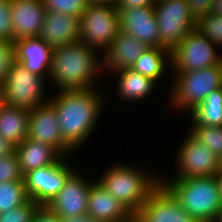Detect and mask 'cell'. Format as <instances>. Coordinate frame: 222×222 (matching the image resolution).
I'll return each instance as SVG.
<instances>
[{
	"label": "cell",
	"mask_w": 222,
	"mask_h": 222,
	"mask_svg": "<svg viewBox=\"0 0 222 222\" xmlns=\"http://www.w3.org/2000/svg\"><path fill=\"white\" fill-rule=\"evenodd\" d=\"M167 63H171L169 50L163 47H150L141 54L131 69L158 82L165 75Z\"/></svg>",
	"instance_id": "cell-24"
},
{
	"label": "cell",
	"mask_w": 222,
	"mask_h": 222,
	"mask_svg": "<svg viewBox=\"0 0 222 222\" xmlns=\"http://www.w3.org/2000/svg\"><path fill=\"white\" fill-rule=\"evenodd\" d=\"M30 110L5 105L0 110V136L13 147L20 145L29 132Z\"/></svg>",
	"instance_id": "cell-22"
},
{
	"label": "cell",
	"mask_w": 222,
	"mask_h": 222,
	"mask_svg": "<svg viewBox=\"0 0 222 222\" xmlns=\"http://www.w3.org/2000/svg\"><path fill=\"white\" fill-rule=\"evenodd\" d=\"M154 8L159 30V47L171 52L196 28L197 20L185 0H158Z\"/></svg>",
	"instance_id": "cell-8"
},
{
	"label": "cell",
	"mask_w": 222,
	"mask_h": 222,
	"mask_svg": "<svg viewBox=\"0 0 222 222\" xmlns=\"http://www.w3.org/2000/svg\"><path fill=\"white\" fill-rule=\"evenodd\" d=\"M137 222H194L174 195L160 183L134 216Z\"/></svg>",
	"instance_id": "cell-14"
},
{
	"label": "cell",
	"mask_w": 222,
	"mask_h": 222,
	"mask_svg": "<svg viewBox=\"0 0 222 222\" xmlns=\"http://www.w3.org/2000/svg\"><path fill=\"white\" fill-rule=\"evenodd\" d=\"M119 0H89V3L92 4H102V5H111L116 7Z\"/></svg>",
	"instance_id": "cell-40"
},
{
	"label": "cell",
	"mask_w": 222,
	"mask_h": 222,
	"mask_svg": "<svg viewBox=\"0 0 222 222\" xmlns=\"http://www.w3.org/2000/svg\"><path fill=\"white\" fill-rule=\"evenodd\" d=\"M192 127V128H190ZM189 133L218 158L222 155V126H191Z\"/></svg>",
	"instance_id": "cell-27"
},
{
	"label": "cell",
	"mask_w": 222,
	"mask_h": 222,
	"mask_svg": "<svg viewBox=\"0 0 222 222\" xmlns=\"http://www.w3.org/2000/svg\"><path fill=\"white\" fill-rule=\"evenodd\" d=\"M169 103L175 110L192 111L213 90L222 88V63L174 74ZM182 109V110H181Z\"/></svg>",
	"instance_id": "cell-5"
},
{
	"label": "cell",
	"mask_w": 222,
	"mask_h": 222,
	"mask_svg": "<svg viewBox=\"0 0 222 222\" xmlns=\"http://www.w3.org/2000/svg\"><path fill=\"white\" fill-rule=\"evenodd\" d=\"M65 158L68 160V157L61 156L54 164L31 170L24 175L30 200L39 206H46L53 200L67 179L77 170Z\"/></svg>",
	"instance_id": "cell-10"
},
{
	"label": "cell",
	"mask_w": 222,
	"mask_h": 222,
	"mask_svg": "<svg viewBox=\"0 0 222 222\" xmlns=\"http://www.w3.org/2000/svg\"><path fill=\"white\" fill-rule=\"evenodd\" d=\"M25 181L0 182V213L7 212L28 202Z\"/></svg>",
	"instance_id": "cell-26"
},
{
	"label": "cell",
	"mask_w": 222,
	"mask_h": 222,
	"mask_svg": "<svg viewBox=\"0 0 222 222\" xmlns=\"http://www.w3.org/2000/svg\"><path fill=\"white\" fill-rule=\"evenodd\" d=\"M161 183L195 220L215 222L222 207V198L215 176L165 179Z\"/></svg>",
	"instance_id": "cell-4"
},
{
	"label": "cell",
	"mask_w": 222,
	"mask_h": 222,
	"mask_svg": "<svg viewBox=\"0 0 222 222\" xmlns=\"http://www.w3.org/2000/svg\"><path fill=\"white\" fill-rule=\"evenodd\" d=\"M215 178L222 198V168H220L218 172L215 174Z\"/></svg>",
	"instance_id": "cell-41"
},
{
	"label": "cell",
	"mask_w": 222,
	"mask_h": 222,
	"mask_svg": "<svg viewBox=\"0 0 222 222\" xmlns=\"http://www.w3.org/2000/svg\"><path fill=\"white\" fill-rule=\"evenodd\" d=\"M38 206L36 202L29 200L23 205L0 213V222H32V215Z\"/></svg>",
	"instance_id": "cell-31"
},
{
	"label": "cell",
	"mask_w": 222,
	"mask_h": 222,
	"mask_svg": "<svg viewBox=\"0 0 222 222\" xmlns=\"http://www.w3.org/2000/svg\"><path fill=\"white\" fill-rule=\"evenodd\" d=\"M14 151L15 147L0 136V158L13 153Z\"/></svg>",
	"instance_id": "cell-37"
},
{
	"label": "cell",
	"mask_w": 222,
	"mask_h": 222,
	"mask_svg": "<svg viewBox=\"0 0 222 222\" xmlns=\"http://www.w3.org/2000/svg\"><path fill=\"white\" fill-rule=\"evenodd\" d=\"M189 5V10L196 20L201 16L212 13V3L214 0H185Z\"/></svg>",
	"instance_id": "cell-34"
},
{
	"label": "cell",
	"mask_w": 222,
	"mask_h": 222,
	"mask_svg": "<svg viewBox=\"0 0 222 222\" xmlns=\"http://www.w3.org/2000/svg\"><path fill=\"white\" fill-rule=\"evenodd\" d=\"M149 48L147 44L119 30L107 50L101 53L100 60H102L104 72L106 69V72L110 73V71L131 68L141 54Z\"/></svg>",
	"instance_id": "cell-16"
},
{
	"label": "cell",
	"mask_w": 222,
	"mask_h": 222,
	"mask_svg": "<svg viewBox=\"0 0 222 222\" xmlns=\"http://www.w3.org/2000/svg\"><path fill=\"white\" fill-rule=\"evenodd\" d=\"M87 215L99 222H133L134 220V215L97 181H94L90 187Z\"/></svg>",
	"instance_id": "cell-19"
},
{
	"label": "cell",
	"mask_w": 222,
	"mask_h": 222,
	"mask_svg": "<svg viewBox=\"0 0 222 222\" xmlns=\"http://www.w3.org/2000/svg\"><path fill=\"white\" fill-rule=\"evenodd\" d=\"M13 42L38 37L47 12L43 0H11Z\"/></svg>",
	"instance_id": "cell-17"
},
{
	"label": "cell",
	"mask_w": 222,
	"mask_h": 222,
	"mask_svg": "<svg viewBox=\"0 0 222 222\" xmlns=\"http://www.w3.org/2000/svg\"><path fill=\"white\" fill-rule=\"evenodd\" d=\"M178 145L177 172L171 179L215 176L220 169L219 158L207 146L202 145L188 131Z\"/></svg>",
	"instance_id": "cell-11"
},
{
	"label": "cell",
	"mask_w": 222,
	"mask_h": 222,
	"mask_svg": "<svg viewBox=\"0 0 222 222\" xmlns=\"http://www.w3.org/2000/svg\"><path fill=\"white\" fill-rule=\"evenodd\" d=\"M217 46L197 28L192 29L170 52V66L175 74L199 70L222 63Z\"/></svg>",
	"instance_id": "cell-9"
},
{
	"label": "cell",
	"mask_w": 222,
	"mask_h": 222,
	"mask_svg": "<svg viewBox=\"0 0 222 222\" xmlns=\"http://www.w3.org/2000/svg\"><path fill=\"white\" fill-rule=\"evenodd\" d=\"M215 222H222V207H221V209H220V211H219L218 218L216 219Z\"/></svg>",
	"instance_id": "cell-43"
},
{
	"label": "cell",
	"mask_w": 222,
	"mask_h": 222,
	"mask_svg": "<svg viewBox=\"0 0 222 222\" xmlns=\"http://www.w3.org/2000/svg\"><path fill=\"white\" fill-rule=\"evenodd\" d=\"M11 0H0V40L13 43Z\"/></svg>",
	"instance_id": "cell-32"
},
{
	"label": "cell",
	"mask_w": 222,
	"mask_h": 222,
	"mask_svg": "<svg viewBox=\"0 0 222 222\" xmlns=\"http://www.w3.org/2000/svg\"><path fill=\"white\" fill-rule=\"evenodd\" d=\"M196 28L213 44L222 49V15L209 13L197 20Z\"/></svg>",
	"instance_id": "cell-28"
},
{
	"label": "cell",
	"mask_w": 222,
	"mask_h": 222,
	"mask_svg": "<svg viewBox=\"0 0 222 222\" xmlns=\"http://www.w3.org/2000/svg\"><path fill=\"white\" fill-rule=\"evenodd\" d=\"M99 54L80 41L54 48L49 82L58 86L57 91L95 89L96 76L103 72Z\"/></svg>",
	"instance_id": "cell-2"
},
{
	"label": "cell",
	"mask_w": 222,
	"mask_h": 222,
	"mask_svg": "<svg viewBox=\"0 0 222 222\" xmlns=\"http://www.w3.org/2000/svg\"><path fill=\"white\" fill-rule=\"evenodd\" d=\"M5 106L3 87L0 85V110Z\"/></svg>",
	"instance_id": "cell-42"
},
{
	"label": "cell",
	"mask_w": 222,
	"mask_h": 222,
	"mask_svg": "<svg viewBox=\"0 0 222 222\" xmlns=\"http://www.w3.org/2000/svg\"><path fill=\"white\" fill-rule=\"evenodd\" d=\"M15 60L27 70L46 80L52 63L53 48L39 37L23 38L13 42Z\"/></svg>",
	"instance_id": "cell-18"
},
{
	"label": "cell",
	"mask_w": 222,
	"mask_h": 222,
	"mask_svg": "<svg viewBox=\"0 0 222 222\" xmlns=\"http://www.w3.org/2000/svg\"><path fill=\"white\" fill-rule=\"evenodd\" d=\"M129 165L122 162L110 165L97 182L135 216L161 183V175L146 174Z\"/></svg>",
	"instance_id": "cell-3"
},
{
	"label": "cell",
	"mask_w": 222,
	"mask_h": 222,
	"mask_svg": "<svg viewBox=\"0 0 222 222\" xmlns=\"http://www.w3.org/2000/svg\"><path fill=\"white\" fill-rule=\"evenodd\" d=\"M24 175L21 172L19 158L13 153L0 158V182L21 181Z\"/></svg>",
	"instance_id": "cell-30"
},
{
	"label": "cell",
	"mask_w": 222,
	"mask_h": 222,
	"mask_svg": "<svg viewBox=\"0 0 222 222\" xmlns=\"http://www.w3.org/2000/svg\"><path fill=\"white\" fill-rule=\"evenodd\" d=\"M45 79L27 70L20 62L14 60L8 76L2 84L5 105L32 110L46 102ZM45 84V85H44Z\"/></svg>",
	"instance_id": "cell-7"
},
{
	"label": "cell",
	"mask_w": 222,
	"mask_h": 222,
	"mask_svg": "<svg viewBox=\"0 0 222 222\" xmlns=\"http://www.w3.org/2000/svg\"><path fill=\"white\" fill-rule=\"evenodd\" d=\"M117 74L118 79V96L123 101H140L148 98L155 90L157 82L146 76L137 73L131 68H125L118 71H111Z\"/></svg>",
	"instance_id": "cell-23"
},
{
	"label": "cell",
	"mask_w": 222,
	"mask_h": 222,
	"mask_svg": "<svg viewBox=\"0 0 222 222\" xmlns=\"http://www.w3.org/2000/svg\"><path fill=\"white\" fill-rule=\"evenodd\" d=\"M14 60V44L6 40H0V85L5 82Z\"/></svg>",
	"instance_id": "cell-33"
},
{
	"label": "cell",
	"mask_w": 222,
	"mask_h": 222,
	"mask_svg": "<svg viewBox=\"0 0 222 222\" xmlns=\"http://www.w3.org/2000/svg\"><path fill=\"white\" fill-rule=\"evenodd\" d=\"M119 30L147 44L159 47V30L154 6L118 10Z\"/></svg>",
	"instance_id": "cell-15"
},
{
	"label": "cell",
	"mask_w": 222,
	"mask_h": 222,
	"mask_svg": "<svg viewBox=\"0 0 222 222\" xmlns=\"http://www.w3.org/2000/svg\"><path fill=\"white\" fill-rule=\"evenodd\" d=\"M47 12L79 17L89 5V0H43Z\"/></svg>",
	"instance_id": "cell-29"
},
{
	"label": "cell",
	"mask_w": 222,
	"mask_h": 222,
	"mask_svg": "<svg viewBox=\"0 0 222 222\" xmlns=\"http://www.w3.org/2000/svg\"><path fill=\"white\" fill-rule=\"evenodd\" d=\"M155 0H119L116 9L122 10L126 8L154 6Z\"/></svg>",
	"instance_id": "cell-36"
},
{
	"label": "cell",
	"mask_w": 222,
	"mask_h": 222,
	"mask_svg": "<svg viewBox=\"0 0 222 222\" xmlns=\"http://www.w3.org/2000/svg\"><path fill=\"white\" fill-rule=\"evenodd\" d=\"M28 138L50 145L62 157L75 153L63 141L56 110L50 102L30 110Z\"/></svg>",
	"instance_id": "cell-12"
},
{
	"label": "cell",
	"mask_w": 222,
	"mask_h": 222,
	"mask_svg": "<svg viewBox=\"0 0 222 222\" xmlns=\"http://www.w3.org/2000/svg\"><path fill=\"white\" fill-rule=\"evenodd\" d=\"M188 114L192 117V126H222V88L211 91Z\"/></svg>",
	"instance_id": "cell-25"
},
{
	"label": "cell",
	"mask_w": 222,
	"mask_h": 222,
	"mask_svg": "<svg viewBox=\"0 0 222 222\" xmlns=\"http://www.w3.org/2000/svg\"><path fill=\"white\" fill-rule=\"evenodd\" d=\"M219 163H220V168H222V155H221V157L219 158Z\"/></svg>",
	"instance_id": "cell-44"
},
{
	"label": "cell",
	"mask_w": 222,
	"mask_h": 222,
	"mask_svg": "<svg viewBox=\"0 0 222 222\" xmlns=\"http://www.w3.org/2000/svg\"><path fill=\"white\" fill-rule=\"evenodd\" d=\"M103 96L97 88L61 90L51 96L49 102L56 110L63 141L74 152L94 132L106 101Z\"/></svg>",
	"instance_id": "cell-1"
},
{
	"label": "cell",
	"mask_w": 222,
	"mask_h": 222,
	"mask_svg": "<svg viewBox=\"0 0 222 222\" xmlns=\"http://www.w3.org/2000/svg\"><path fill=\"white\" fill-rule=\"evenodd\" d=\"M82 175L76 170L46 205L58 218L87 215L88 194L94 182Z\"/></svg>",
	"instance_id": "cell-13"
},
{
	"label": "cell",
	"mask_w": 222,
	"mask_h": 222,
	"mask_svg": "<svg viewBox=\"0 0 222 222\" xmlns=\"http://www.w3.org/2000/svg\"><path fill=\"white\" fill-rule=\"evenodd\" d=\"M61 222H99L90 215L60 218Z\"/></svg>",
	"instance_id": "cell-38"
},
{
	"label": "cell",
	"mask_w": 222,
	"mask_h": 222,
	"mask_svg": "<svg viewBox=\"0 0 222 222\" xmlns=\"http://www.w3.org/2000/svg\"><path fill=\"white\" fill-rule=\"evenodd\" d=\"M23 175L31 170L54 164L61 155L50 145L26 138L15 147Z\"/></svg>",
	"instance_id": "cell-21"
},
{
	"label": "cell",
	"mask_w": 222,
	"mask_h": 222,
	"mask_svg": "<svg viewBox=\"0 0 222 222\" xmlns=\"http://www.w3.org/2000/svg\"><path fill=\"white\" fill-rule=\"evenodd\" d=\"M212 13L222 15V0H214L212 3Z\"/></svg>",
	"instance_id": "cell-39"
},
{
	"label": "cell",
	"mask_w": 222,
	"mask_h": 222,
	"mask_svg": "<svg viewBox=\"0 0 222 222\" xmlns=\"http://www.w3.org/2000/svg\"><path fill=\"white\" fill-rule=\"evenodd\" d=\"M119 31V14L111 5L89 3L80 16L79 41L105 52Z\"/></svg>",
	"instance_id": "cell-6"
},
{
	"label": "cell",
	"mask_w": 222,
	"mask_h": 222,
	"mask_svg": "<svg viewBox=\"0 0 222 222\" xmlns=\"http://www.w3.org/2000/svg\"><path fill=\"white\" fill-rule=\"evenodd\" d=\"M80 18L68 14L46 12L39 38L57 48L79 41Z\"/></svg>",
	"instance_id": "cell-20"
},
{
	"label": "cell",
	"mask_w": 222,
	"mask_h": 222,
	"mask_svg": "<svg viewBox=\"0 0 222 222\" xmlns=\"http://www.w3.org/2000/svg\"><path fill=\"white\" fill-rule=\"evenodd\" d=\"M32 222H61L47 206H38L32 215Z\"/></svg>",
	"instance_id": "cell-35"
}]
</instances>
